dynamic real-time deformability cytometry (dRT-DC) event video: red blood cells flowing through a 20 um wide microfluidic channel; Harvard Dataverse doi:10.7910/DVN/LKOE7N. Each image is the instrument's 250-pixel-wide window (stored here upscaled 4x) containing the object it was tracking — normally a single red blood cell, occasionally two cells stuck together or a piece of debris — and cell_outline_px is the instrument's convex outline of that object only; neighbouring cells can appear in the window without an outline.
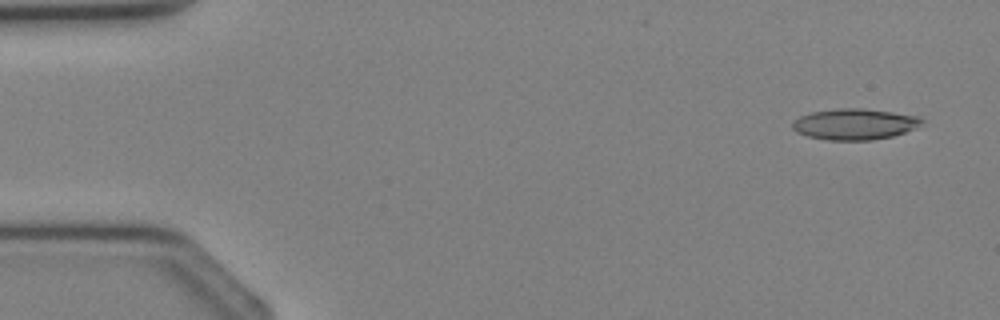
{"species": "Egyptian fruit bat (a non-hibernating species)", "species_latin": "Rousettus aegyptiacus", "temperature_condition": "cold", "stored_images_in_passage": 4, "segment_of_instrument_passage": [2, 2], "camera_frame_rate_fps": 3000, "um_per_image_px": 0.085, "animal": {"sex": "female"}, "frame": {"image": 1, "passage_image": 4, "time_ms": 3.667, "image_size_px": [1000, 320], "cell_outline_px": [[924, 120], [920, 124], [904, 132], [892, 136], [872, 140], [828, 140], [808, 136], [796, 132], [792, 128], [792, 124], [800, 116], [812, 112], [840, 108], [864, 108], [920, 116]], "centroid_in_image_um": [72.63, 10.55], "position_along_channel_um": 12.4, "area_um2": 23.18}}